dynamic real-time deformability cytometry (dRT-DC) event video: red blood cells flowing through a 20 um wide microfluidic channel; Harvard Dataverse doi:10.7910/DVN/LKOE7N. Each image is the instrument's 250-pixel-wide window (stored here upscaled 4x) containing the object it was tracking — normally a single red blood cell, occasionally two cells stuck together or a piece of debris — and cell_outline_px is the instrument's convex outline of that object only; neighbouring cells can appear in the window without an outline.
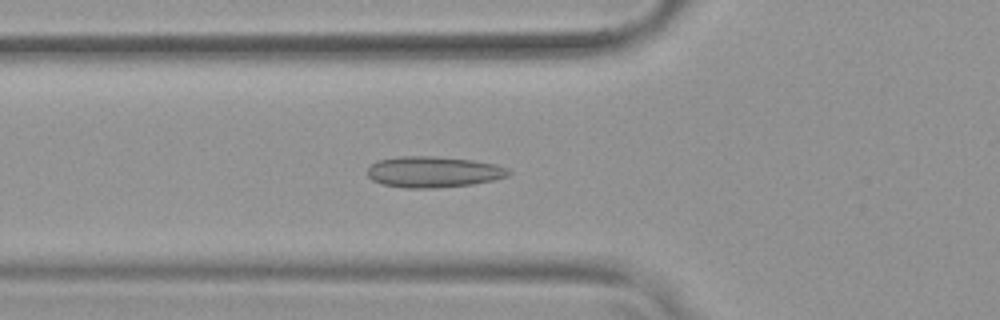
{"species": "common noctule bat (a hibernating species)", "species_latin": "Nyctalus noctula", "temperature_condition": "warm", "stored_images_in_passage": 53, "camera_frame_rate_fps": 3000, "um_per_image_px": 0.085, "animal": {"sex": "female", "body_mass_g": 19.9}, "frame": {"image": 1, "passage_image": 19, "time_ms": 6.0, "image_size_px": [1000, 320], "cell_outline_px": [[512, 172], [508, 176], [492, 180], [472, 184], [436, 188], [404, 188], [380, 184], [372, 180], [368, 176], [368, 168], [376, 160], [396, 156], [436, 156], [472, 160], [496, 164], [508, 168]], "centroid_in_image_um": [36.82, 14.61], "position_along_channel_um": 89.0, "area_um2": 25.78}}
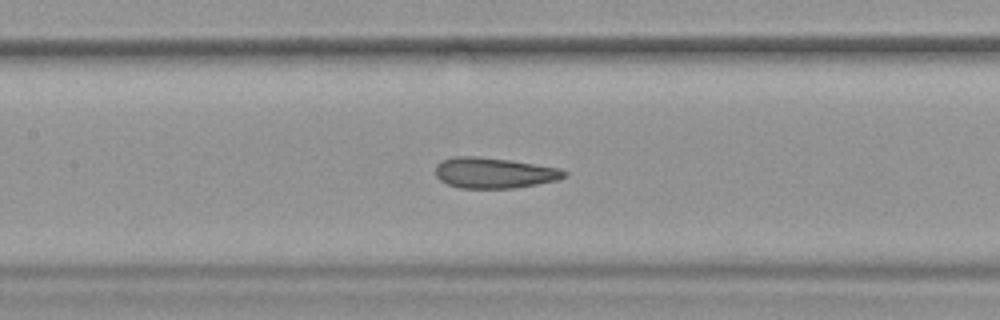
{"frame": {"image": 2, "passage_image": 25, "time_ms": 8.0, "image_size_px": [1000, 320], "cell_outline_px": [[568, 176], [556, 180], [516, 188], [460, 188], [448, 184], [440, 180], [436, 176], [436, 164], [440, 160], [456, 156], [480, 156], [512, 160], [560, 168], [568, 172]], "centroid_in_image_um": [42.0, 14.68], "position_along_channel_um": 165.4, "area_um2": 23.24}}
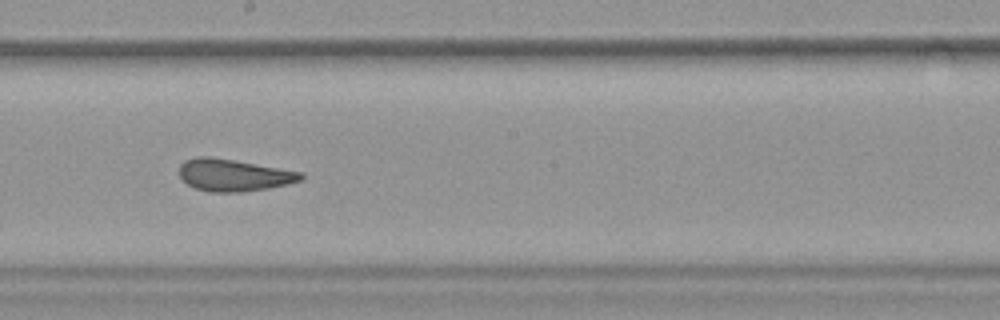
{"frame": {"image": 3, "passage_image": 30, "time_ms": 9.667, "image_size_px": [1000, 320], "cell_outline_px": [[304, 180], [288, 184], [268, 188], [240, 192], [208, 192], [196, 188], [188, 184], [180, 176], [180, 164], [184, 160], [196, 156], [208, 156], [304, 172]], "centroid_in_image_um": [19.88, 14.88], "position_along_channel_um": 228.3, "area_um2": 22.72}, "authors_computed_cell_mechanics": {"area_um2": 24.5072, "velocity_mm_per_s": 3.8024, "shape_relaxation_time_tau1_ms": null, "shape_relaxation_time_tau2_ms": 1.5072, "deformation_change_tau1": null, "deformation_change_tau2": 0.0843}}